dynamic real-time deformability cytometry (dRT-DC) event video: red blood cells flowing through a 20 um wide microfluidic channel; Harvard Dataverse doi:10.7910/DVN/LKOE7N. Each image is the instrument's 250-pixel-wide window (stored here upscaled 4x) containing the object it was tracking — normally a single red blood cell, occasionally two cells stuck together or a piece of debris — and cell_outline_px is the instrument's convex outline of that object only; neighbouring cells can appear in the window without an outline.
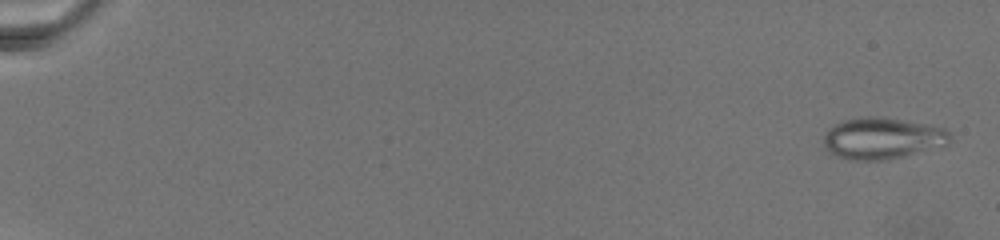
{"species": "common noctule bat (a hibernating species)", "species_latin": "Nyctalus noctula", "temperature_condition": "warm", "stored_images_in_passage": 29, "camera_frame_rate_fps": 3000, "um_per_image_px": 0.085, "animal": {"sex": "female", "body_mass_g": 19.5, "forearm_length_mm": 54.1}, "frame": {"image": 1, "passage_image": 1, "time_ms": 0.0, "image_size_px": [1000, 240], "cell_outline_px": [[952, 140], [944, 148], [888, 160], [848, 160], [828, 152], [824, 144], [824, 136], [828, 128], [844, 120], [868, 116], [876, 116], [928, 124], [944, 128], [952, 136]], "centroid_in_image_um": [75.07, 11.78], "position_along_channel_um": 9.9, "area_um2": 31.1}}
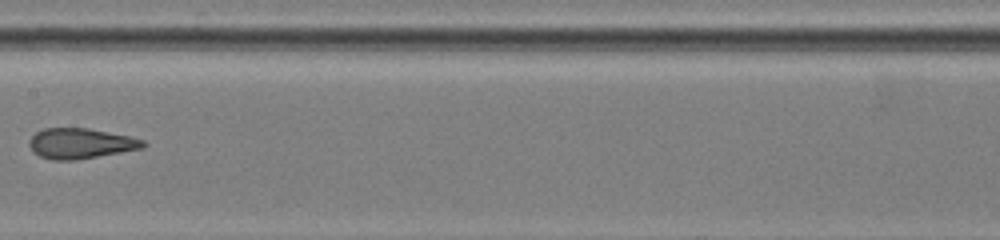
{"frame": {"image": 2, "passage_image": 16, "time_ms": 13.667, "image_size_px": [1000, 240], "cell_outline_px": [[148, 144], [144, 148], [76, 160], [52, 160], [40, 156], [32, 152], [28, 144], [32, 136], [36, 132], [44, 128], [88, 128], [128, 136], [144, 140]], "centroid_in_image_um": [6.84, 12.2], "position_along_channel_um": 200.6, "area_um2": 20.17}}
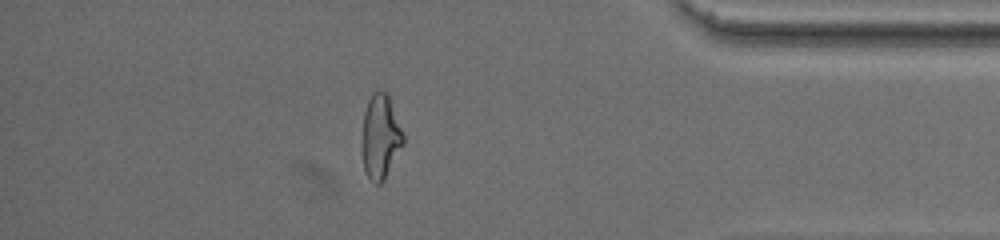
{"frame": {"image": 3, "passage_image": 25, "time_ms": 21.667, "image_size_px": [1000, 240], "cell_outline_px": [[404, 144], [384, 180], [380, 184], [376, 184], [368, 176], [364, 168], [360, 144], [360, 140], [364, 112], [368, 100], [372, 92], [376, 88], [384, 92], [388, 96], [404, 136]], "centroid_in_image_um": [32.3, 11.62], "position_along_channel_um": 402.9, "area_um2": 20.46}}